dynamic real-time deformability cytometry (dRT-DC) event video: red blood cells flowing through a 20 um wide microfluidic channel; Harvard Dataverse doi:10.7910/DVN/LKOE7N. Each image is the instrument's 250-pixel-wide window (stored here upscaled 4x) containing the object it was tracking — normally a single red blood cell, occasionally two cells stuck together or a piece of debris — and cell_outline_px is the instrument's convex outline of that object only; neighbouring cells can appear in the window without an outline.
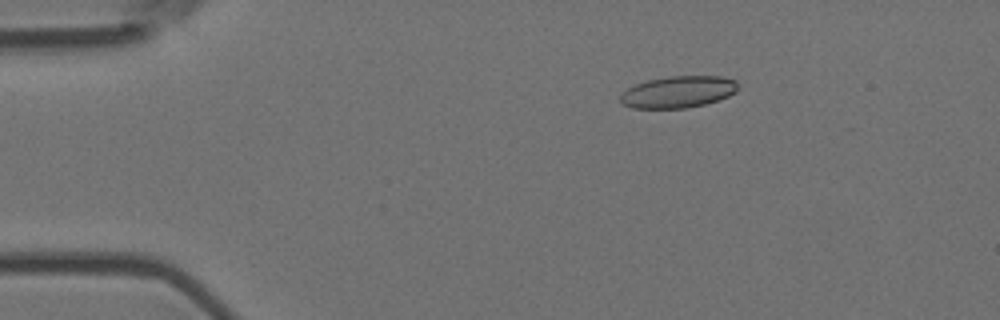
{"species": "Egyptian fruit bat (a non-hibernating species)", "species_latin": "Rousettus aegyptiacus", "temperature_condition": "room temperature", "stored_images_in_passage": 4, "camera_frame_rate_fps": 3000, "um_per_image_px": 0.085, "animal": {"sex": "female"}, "frame": {"image": 1, "passage_image": 2, "time_ms": 0.333, "image_size_px": [1000, 320], "cell_outline_px": [[736, 92], [728, 96], [704, 104], [688, 108], [632, 108], [624, 104], [620, 100], [620, 96], [628, 88], [636, 84], [648, 80], [668, 76], [720, 76], [736, 80]], "centroid_in_image_um": [57.64, 7.81], "position_along_channel_um": 27.4, "area_um2": 21.56}}